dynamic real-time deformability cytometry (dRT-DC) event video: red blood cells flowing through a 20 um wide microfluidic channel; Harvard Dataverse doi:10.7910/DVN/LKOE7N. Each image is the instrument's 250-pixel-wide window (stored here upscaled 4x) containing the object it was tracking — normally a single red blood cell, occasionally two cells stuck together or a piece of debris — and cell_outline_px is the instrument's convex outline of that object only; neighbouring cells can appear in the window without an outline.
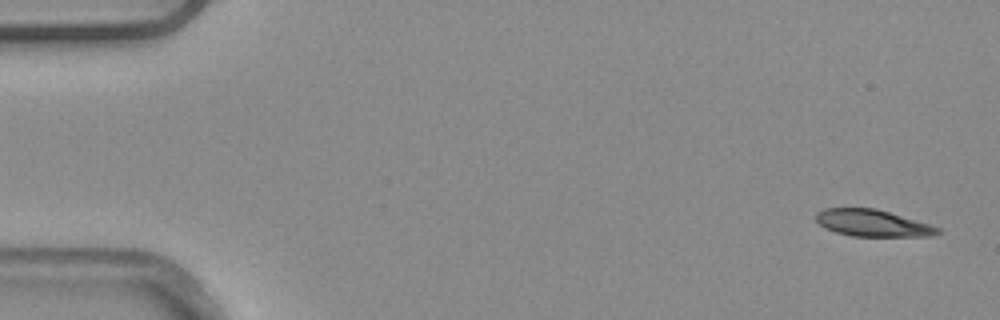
{"species": "common noctule bat (a hibernating species)", "species_latin": "Nyctalus noctula", "temperature_condition": "warm", "stored_images_in_passage": 5, "camera_frame_rate_fps": 3000, "um_per_image_px": 0.085, "animal": {"sex": "male", "body_mass_g": 20.4}, "frame": {"image": 1, "passage_image": 1, "time_ms": 0.0, "image_size_px": [1000, 320], "cell_outline_px": [[940, 232], [932, 236], [852, 236], [836, 232], [824, 228], [816, 220], [816, 212], [824, 208], [876, 208], [928, 224], [940, 228]], "centroid_in_image_um": [74.13, 18.96], "position_along_channel_um": 10.9, "area_um2": 18.84}}
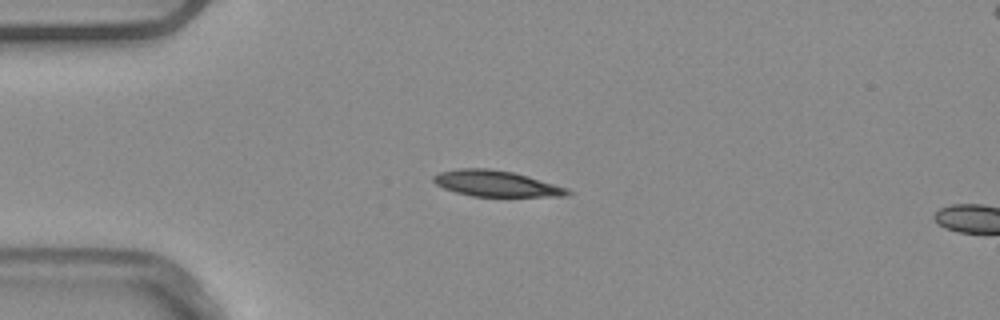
{"frame": {"image": 2, "passage_image": 4, "time_ms": 1.0, "image_size_px": [1000, 320], "cell_outline_px": [[572, 192], [564, 196], [472, 196], [456, 192], [444, 188], [436, 184], [432, 180], [432, 176], [440, 172], [456, 168], [488, 168], [512, 172], [528, 176], [568, 188]], "centroid_in_image_um": [42.14, 15.59], "position_along_channel_um": 42.9, "area_um2": 20.17}}